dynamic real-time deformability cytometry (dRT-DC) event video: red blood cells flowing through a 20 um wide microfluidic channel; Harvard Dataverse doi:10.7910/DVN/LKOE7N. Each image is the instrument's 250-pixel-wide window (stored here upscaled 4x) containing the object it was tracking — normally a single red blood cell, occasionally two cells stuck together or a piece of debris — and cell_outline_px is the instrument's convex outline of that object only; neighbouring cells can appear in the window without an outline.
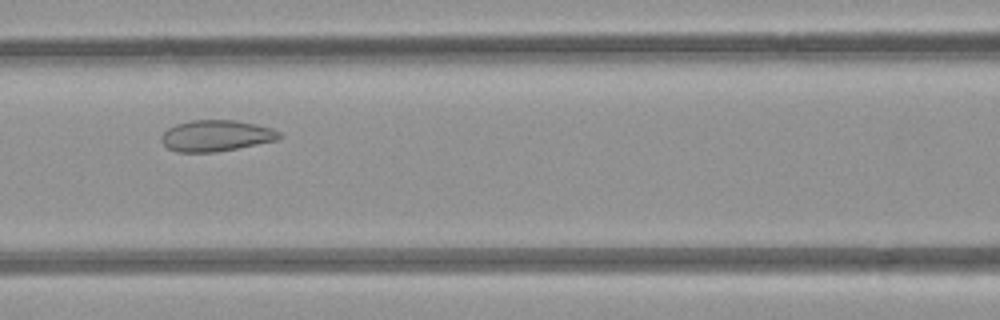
{"species": "common noctule bat (a hibernating species)", "species_latin": "Nyctalus noctula", "temperature_condition": "room temperature", "stored_images_in_passage": 5, "camera_frame_rate_fps": 3000, "um_per_image_px": 0.085, "animal": {"sex": "female", "body_mass_g": 21.9}, "frame": {"image": 1, "passage_image": 5, "time_ms": 4.333, "image_size_px": [1000, 320], "cell_outline_px": [[284, 136], [276, 140], [216, 152], [176, 152], [168, 148], [160, 140], [160, 136], [168, 128], [176, 124], [192, 120], [236, 120], [256, 124], [272, 128], [280, 132]], "centroid_in_image_um": [18.36, 11.53], "position_along_channel_um": 148.2, "area_um2": 21.44}}